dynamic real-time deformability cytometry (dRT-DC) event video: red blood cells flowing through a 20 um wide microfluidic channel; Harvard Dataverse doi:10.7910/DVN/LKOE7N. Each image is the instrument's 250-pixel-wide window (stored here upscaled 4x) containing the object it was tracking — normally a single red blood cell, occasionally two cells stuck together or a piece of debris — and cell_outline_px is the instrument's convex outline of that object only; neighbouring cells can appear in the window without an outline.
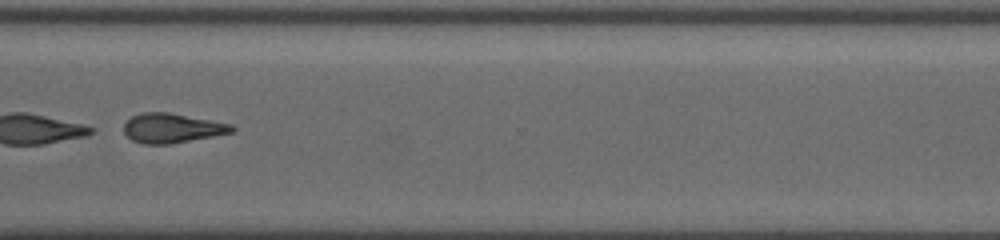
{"species": "common noctule bat (a hibernating species)", "species_latin": "Nyctalus noctula", "temperature_condition": "cold", "stored_images_in_passage": 55, "segment_of_instrument_passage": [2, 2], "camera_frame_rate_fps": 3000, "um_per_image_px": 0.085, "animal": {"sex": "female", "body_mass_g": 19.5, "forearm_length_mm": 54.1}, "frame": {"image": 1, "passage_image": 44, "time_ms": 14.333, "image_size_px": [1000, 240], "cell_outline_px": [[236, 128], [232, 132], [172, 144], [144, 144], [132, 140], [124, 132], [124, 124], [132, 116], [144, 112], [168, 112], [232, 124]], "centroid_in_image_um": [14.62, 10.89], "position_along_channel_um": 356.0, "area_um2": 18.44}}